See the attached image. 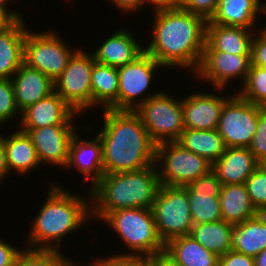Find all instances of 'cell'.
Listing matches in <instances>:
<instances>
[{
  "label": "cell",
  "instance_id": "52a82bcc",
  "mask_svg": "<svg viewBox=\"0 0 266 266\" xmlns=\"http://www.w3.org/2000/svg\"><path fill=\"white\" fill-rule=\"evenodd\" d=\"M161 90L135 110L156 145L177 141L185 129L181 96L176 98L171 90Z\"/></svg>",
  "mask_w": 266,
  "mask_h": 266
},
{
  "label": "cell",
  "instance_id": "cb8c5ba5",
  "mask_svg": "<svg viewBox=\"0 0 266 266\" xmlns=\"http://www.w3.org/2000/svg\"><path fill=\"white\" fill-rule=\"evenodd\" d=\"M12 132L4 135L6 162L9 174H19L26 177L30 172L40 167L37 151L27 133L17 127ZM15 130V131H14Z\"/></svg>",
  "mask_w": 266,
  "mask_h": 266
},
{
  "label": "cell",
  "instance_id": "5b68a950",
  "mask_svg": "<svg viewBox=\"0 0 266 266\" xmlns=\"http://www.w3.org/2000/svg\"><path fill=\"white\" fill-rule=\"evenodd\" d=\"M100 222L114 231L110 237L117 236L125 244V251H115L116 255L153 259L164 252L165 243L158 235L152 209H119L109 212Z\"/></svg>",
  "mask_w": 266,
  "mask_h": 266
},
{
  "label": "cell",
  "instance_id": "4dcf8cb0",
  "mask_svg": "<svg viewBox=\"0 0 266 266\" xmlns=\"http://www.w3.org/2000/svg\"><path fill=\"white\" fill-rule=\"evenodd\" d=\"M234 226V224L224 220L194 224L190 235L204 248L221 256L231 250Z\"/></svg>",
  "mask_w": 266,
  "mask_h": 266
},
{
  "label": "cell",
  "instance_id": "f6af8a7d",
  "mask_svg": "<svg viewBox=\"0 0 266 266\" xmlns=\"http://www.w3.org/2000/svg\"><path fill=\"white\" fill-rule=\"evenodd\" d=\"M182 0H147L151 11L157 8L179 7Z\"/></svg>",
  "mask_w": 266,
  "mask_h": 266
},
{
  "label": "cell",
  "instance_id": "8fae6325",
  "mask_svg": "<svg viewBox=\"0 0 266 266\" xmlns=\"http://www.w3.org/2000/svg\"><path fill=\"white\" fill-rule=\"evenodd\" d=\"M89 51L80 46L54 81L55 92L81 116L92 110L91 75L95 60Z\"/></svg>",
  "mask_w": 266,
  "mask_h": 266
},
{
  "label": "cell",
  "instance_id": "9c48e42d",
  "mask_svg": "<svg viewBox=\"0 0 266 266\" xmlns=\"http://www.w3.org/2000/svg\"><path fill=\"white\" fill-rule=\"evenodd\" d=\"M161 69L165 68L146 51L133 62L118 67V110L135 111L150 97L159 94L160 88L156 92L150 88H153L152 83L153 79L156 80V72Z\"/></svg>",
  "mask_w": 266,
  "mask_h": 266
},
{
  "label": "cell",
  "instance_id": "3957f363",
  "mask_svg": "<svg viewBox=\"0 0 266 266\" xmlns=\"http://www.w3.org/2000/svg\"><path fill=\"white\" fill-rule=\"evenodd\" d=\"M101 110L103 122L96 128V134L102 144L104 174L137 171L155 165L156 144L141 117L131 110Z\"/></svg>",
  "mask_w": 266,
  "mask_h": 266
},
{
  "label": "cell",
  "instance_id": "7a4b0ae2",
  "mask_svg": "<svg viewBox=\"0 0 266 266\" xmlns=\"http://www.w3.org/2000/svg\"><path fill=\"white\" fill-rule=\"evenodd\" d=\"M49 181L45 200L35 214L23 241V247L33 250L62 251L66 236L81 231L82 226L91 223L90 193H73L60 183ZM61 185V186H60ZM87 221V222H86ZM87 223V224H86ZM28 235V236H27ZM66 239V240H64ZM63 241V242H62Z\"/></svg>",
  "mask_w": 266,
  "mask_h": 266
},
{
  "label": "cell",
  "instance_id": "6da1fadb",
  "mask_svg": "<svg viewBox=\"0 0 266 266\" xmlns=\"http://www.w3.org/2000/svg\"><path fill=\"white\" fill-rule=\"evenodd\" d=\"M150 40L145 51L167 69H181L193 75L205 47L207 21L179 7L153 9ZM150 31V32H149Z\"/></svg>",
  "mask_w": 266,
  "mask_h": 266
},
{
  "label": "cell",
  "instance_id": "4316f807",
  "mask_svg": "<svg viewBox=\"0 0 266 266\" xmlns=\"http://www.w3.org/2000/svg\"><path fill=\"white\" fill-rule=\"evenodd\" d=\"M117 68L94 62L91 75L92 109L118 110Z\"/></svg>",
  "mask_w": 266,
  "mask_h": 266
},
{
  "label": "cell",
  "instance_id": "e0dca14e",
  "mask_svg": "<svg viewBox=\"0 0 266 266\" xmlns=\"http://www.w3.org/2000/svg\"><path fill=\"white\" fill-rule=\"evenodd\" d=\"M81 135L77 131L71 139L68 162L64 170L72 172V169H76L78 175L83 176L80 183L90 181L87 187H92L104 175L102 144L97 134L93 136L95 138L90 139H84Z\"/></svg>",
  "mask_w": 266,
  "mask_h": 266
},
{
  "label": "cell",
  "instance_id": "5bb4252c",
  "mask_svg": "<svg viewBox=\"0 0 266 266\" xmlns=\"http://www.w3.org/2000/svg\"><path fill=\"white\" fill-rule=\"evenodd\" d=\"M81 127H77L76 124H60L45 126L36 129H19L22 132L27 133L31 138L32 143L37 151L40 164L42 166L51 165L65 168L68 162L69 148L71 139L80 130L82 134L87 130L94 131L87 124ZM83 131V132H82ZM47 164V165H46Z\"/></svg>",
  "mask_w": 266,
  "mask_h": 266
},
{
  "label": "cell",
  "instance_id": "484cf974",
  "mask_svg": "<svg viewBox=\"0 0 266 266\" xmlns=\"http://www.w3.org/2000/svg\"><path fill=\"white\" fill-rule=\"evenodd\" d=\"M266 249V213L235 224L232 230L231 250L255 257Z\"/></svg>",
  "mask_w": 266,
  "mask_h": 266
},
{
  "label": "cell",
  "instance_id": "ab89813d",
  "mask_svg": "<svg viewBox=\"0 0 266 266\" xmlns=\"http://www.w3.org/2000/svg\"><path fill=\"white\" fill-rule=\"evenodd\" d=\"M218 266H255L254 258L235 250L219 256Z\"/></svg>",
  "mask_w": 266,
  "mask_h": 266
},
{
  "label": "cell",
  "instance_id": "9a60e30c",
  "mask_svg": "<svg viewBox=\"0 0 266 266\" xmlns=\"http://www.w3.org/2000/svg\"><path fill=\"white\" fill-rule=\"evenodd\" d=\"M198 90L187 93V96L181 95L184 128L216 130L223 106L231 94L227 92L228 89L224 88H213L211 92L203 91V89Z\"/></svg>",
  "mask_w": 266,
  "mask_h": 266
},
{
  "label": "cell",
  "instance_id": "f1b7e54d",
  "mask_svg": "<svg viewBox=\"0 0 266 266\" xmlns=\"http://www.w3.org/2000/svg\"><path fill=\"white\" fill-rule=\"evenodd\" d=\"M219 199L225 222L235 225L259 214L249 199L245 184L222 185Z\"/></svg>",
  "mask_w": 266,
  "mask_h": 266
},
{
  "label": "cell",
  "instance_id": "7c38bea8",
  "mask_svg": "<svg viewBox=\"0 0 266 266\" xmlns=\"http://www.w3.org/2000/svg\"><path fill=\"white\" fill-rule=\"evenodd\" d=\"M219 119L218 132L226 147L248 148L258 127L260 106L243 99L234 88Z\"/></svg>",
  "mask_w": 266,
  "mask_h": 266
},
{
  "label": "cell",
  "instance_id": "2e32d148",
  "mask_svg": "<svg viewBox=\"0 0 266 266\" xmlns=\"http://www.w3.org/2000/svg\"><path fill=\"white\" fill-rule=\"evenodd\" d=\"M182 187L187 192L194 224L222 220L219 199L222 183L212 170Z\"/></svg>",
  "mask_w": 266,
  "mask_h": 266
},
{
  "label": "cell",
  "instance_id": "ac0fdd59",
  "mask_svg": "<svg viewBox=\"0 0 266 266\" xmlns=\"http://www.w3.org/2000/svg\"><path fill=\"white\" fill-rule=\"evenodd\" d=\"M80 115L54 91L24 109L16 126H19L18 129H36L51 125L75 124Z\"/></svg>",
  "mask_w": 266,
  "mask_h": 266
},
{
  "label": "cell",
  "instance_id": "277c9868",
  "mask_svg": "<svg viewBox=\"0 0 266 266\" xmlns=\"http://www.w3.org/2000/svg\"><path fill=\"white\" fill-rule=\"evenodd\" d=\"M160 186L155 165L137 171L104 174L89 187L91 218L101 221L109 212L119 209H151Z\"/></svg>",
  "mask_w": 266,
  "mask_h": 266
},
{
  "label": "cell",
  "instance_id": "8992f818",
  "mask_svg": "<svg viewBox=\"0 0 266 266\" xmlns=\"http://www.w3.org/2000/svg\"><path fill=\"white\" fill-rule=\"evenodd\" d=\"M58 30L26 32L23 63L55 81L63 72L69 59L80 48H73L59 36Z\"/></svg>",
  "mask_w": 266,
  "mask_h": 266
},
{
  "label": "cell",
  "instance_id": "f546056e",
  "mask_svg": "<svg viewBox=\"0 0 266 266\" xmlns=\"http://www.w3.org/2000/svg\"><path fill=\"white\" fill-rule=\"evenodd\" d=\"M183 148L213 164L225 152L226 145L218 130L184 129L176 141Z\"/></svg>",
  "mask_w": 266,
  "mask_h": 266
},
{
  "label": "cell",
  "instance_id": "30bf717a",
  "mask_svg": "<svg viewBox=\"0 0 266 266\" xmlns=\"http://www.w3.org/2000/svg\"><path fill=\"white\" fill-rule=\"evenodd\" d=\"M151 209L158 235L164 243L178 236L190 235L194 223L183 187L161 185Z\"/></svg>",
  "mask_w": 266,
  "mask_h": 266
},
{
  "label": "cell",
  "instance_id": "e575fe53",
  "mask_svg": "<svg viewBox=\"0 0 266 266\" xmlns=\"http://www.w3.org/2000/svg\"><path fill=\"white\" fill-rule=\"evenodd\" d=\"M249 199L259 213H266V171L258 166L246 179Z\"/></svg>",
  "mask_w": 266,
  "mask_h": 266
},
{
  "label": "cell",
  "instance_id": "7bdbcfd3",
  "mask_svg": "<svg viewBox=\"0 0 266 266\" xmlns=\"http://www.w3.org/2000/svg\"><path fill=\"white\" fill-rule=\"evenodd\" d=\"M8 175V176H7ZM8 166L6 162V151L4 146V132L0 133V185L6 178H9Z\"/></svg>",
  "mask_w": 266,
  "mask_h": 266
},
{
  "label": "cell",
  "instance_id": "7dc6e473",
  "mask_svg": "<svg viewBox=\"0 0 266 266\" xmlns=\"http://www.w3.org/2000/svg\"><path fill=\"white\" fill-rule=\"evenodd\" d=\"M254 265L266 266V249H264L254 257Z\"/></svg>",
  "mask_w": 266,
  "mask_h": 266
},
{
  "label": "cell",
  "instance_id": "d590c367",
  "mask_svg": "<svg viewBox=\"0 0 266 266\" xmlns=\"http://www.w3.org/2000/svg\"><path fill=\"white\" fill-rule=\"evenodd\" d=\"M248 148L259 162L266 157V108L264 107L260 106L258 127Z\"/></svg>",
  "mask_w": 266,
  "mask_h": 266
},
{
  "label": "cell",
  "instance_id": "f5cc1de1",
  "mask_svg": "<svg viewBox=\"0 0 266 266\" xmlns=\"http://www.w3.org/2000/svg\"><path fill=\"white\" fill-rule=\"evenodd\" d=\"M266 17V2H265V10H264V18ZM263 28L266 30V23L264 24Z\"/></svg>",
  "mask_w": 266,
  "mask_h": 266
},
{
  "label": "cell",
  "instance_id": "603a6c76",
  "mask_svg": "<svg viewBox=\"0 0 266 266\" xmlns=\"http://www.w3.org/2000/svg\"><path fill=\"white\" fill-rule=\"evenodd\" d=\"M258 30L243 27L206 24L203 51H222L235 55H250L251 43Z\"/></svg>",
  "mask_w": 266,
  "mask_h": 266
},
{
  "label": "cell",
  "instance_id": "f35d334b",
  "mask_svg": "<svg viewBox=\"0 0 266 266\" xmlns=\"http://www.w3.org/2000/svg\"><path fill=\"white\" fill-rule=\"evenodd\" d=\"M251 65L266 66V30L261 28L256 31L251 43Z\"/></svg>",
  "mask_w": 266,
  "mask_h": 266
},
{
  "label": "cell",
  "instance_id": "83f0119b",
  "mask_svg": "<svg viewBox=\"0 0 266 266\" xmlns=\"http://www.w3.org/2000/svg\"><path fill=\"white\" fill-rule=\"evenodd\" d=\"M164 252L184 266H218L219 256L204 248L191 235L168 240Z\"/></svg>",
  "mask_w": 266,
  "mask_h": 266
},
{
  "label": "cell",
  "instance_id": "b9f144b4",
  "mask_svg": "<svg viewBox=\"0 0 266 266\" xmlns=\"http://www.w3.org/2000/svg\"><path fill=\"white\" fill-rule=\"evenodd\" d=\"M109 1L115 5L117 11L120 10L119 12H121L120 14L122 15H135L136 12H145L142 11L143 6H149L147 0H108V2Z\"/></svg>",
  "mask_w": 266,
  "mask_h": 266
},
{
  "label": "cell",
  "instance_id": "44dd1931",
  "mask_svg": "<svg viewBox=\"0 0 266 266\" xmlns=\"http://www.w3.org/2000/svg\"><path fill=\"white\" fill-rule=\"evenodd\" d=\"M259 163L249 148L226 147L223 155L212 164V171L222 185L245 184Z\"/></svg>",
  "mask_w": 266,
  "mask_h": 266
},
{
  "label": "cell",
  "instance_id": "ba28073f",
  "mask_svg": "<svg viewBox=\"0 0 266 266\" xmlns=\"http://www.w3.org/2000/svg\"><path fill=\"white\" fill-rule=\"evenodd\" d=\"M155 166L161 185L180 187L212 170L210 162L176 141L156 145Z\"/></svg>",
  "mask_w": 266,
  "mask_h": 266
},
{
  "label": "cell",
  "instance_id": "c3c4849f",
  "mask_svg": "<svg viewBox=\"0 0 266 266\" xmlns=\"http://www.w3.org/2000/svg\"><path fill=\"white\" fill-rule=\"evenodd\" d=\"M12 21L5 15L0 13V33L4 31Z\"/></svg>",
  "mask_w": 266,
  "mask_h": 266
},
{
  "label": "cell",
  "instance_id": "d4e9b609",
  "mask_svg": "<svg viewBox=\"0 0 266 266\" xmlns=\"http://www.w3.org/2000/svg\"><path fill=\"white\" fill-rule=\"evenodd\" d=\"M27 23L24 18L13 21L0 33V79H11L23 64Z\"/></svg>",
  "mask_w": 266,
  "mask_h": 266
},
{
  "label": "cell",
  "instance_id": "ffe728a7",
  "mask_svg": "<svg viewBox=\"0 0 266 266\" xmlns=\"http://www.w3.org/2000/svg\"><path fill=\"white\" fill-rule=\"evenodd\" d=\"M266 1V0H264ZM262 0H219L217 9L207 24L243 27L260 30V16H264L265 2ZM258 17V18H257ZM259 26V27H258Z\"/></svg>",
  "mask_w": 266,
  "mask_h": 266
},
{
  "label": "cell",
  "instance_id": "d6986e66",
  "mask_svg": "<svg viewBox=\"0 0 266 266\" xmlns=\"http://www.w3.org/2000/svg\"><path fill=\"white\" fill-rule=\"evenodd\" d=\"M123 27L124 25L114 30L115 32H111L112 35L109 34L98 48H94L95 50L91 53L95 62L118 68L133 62L145 51L142 40L135 38L134 32Z\"/></svg>",
  "mask_w": 266,
  "mask_h": 266
},
{
  "label": "cell",
  "instance_id": "f907efd6",
  "mask_svg": "<svg viewBox=\"0 0 266 266\" xmlns=\"http://www.w3.org/2000/svg\"><path fill=\"white\" fill-rule=\"evenodd\" d=\"M68 257L67 261L62 266H76V259Z\"/></svg>",
  "mask_w": 266,
  "mask_h": 266
},
{
  "label": "cell",
  "instance_id": "60d3db41",
  "mask_svg": "<svg viewBox=\"0 0 266 266\" xmlns=\"http://www.w3.org/2000/svg\"><path fill=\"white\" fill-rule=\"evenodd\" d=\"M0 235V266H13L17 255L22 251L18 245L13 242L4 240Z\"/></svg>",
  "mask_w": 266,
  "mask_h": 266
},
{
  "label": "cell",
  "instance_id": "816d5d0a",
  "mask_svg": "<svg viewBox=\"0 0 266 266\" xmlns=\"http://www.w3.org/2000/svg\"><path fill=\"white\" fill-rule=\"evenodd\" d=\"M259 166H261L266 171V157L260 161Z\"/></svg>",
  "mask_w": 266,
  "mask_h": 266
},
{
  "label": "cell",
  "instance_id": "1f68e13d",
  "mask_svg": "<svg viewBox=\"0 0 266 266\" xmlns=\"http://www.w3.org/2000/svg\"><path fill=\"white\" fill-rule=\"evenodd\" d=\"M239 89V90H238ZM237 93L245 100L266 108V70L264 67L251 65L242 87Z\"/></svg>",
  "mask_w": 266,
  "mask_h": 266
},
{
  "label": "cell",
  "instance_id": "74e56055",
  "mask_svg": "<svg viewBox=\"0 0 266 266\" xmlns=\"http://www.w3.org/2000/svg\"><path fill=\"white\" fill-rule=\"evenodd\" d=\"M219 0H182L180 7L209 21L214 15Z\"/></svg>",
  "mask_w": 266,
  "mask_h": 266
},
{
  "label": "cell",
  "instance_id": "ee69618b",
  "mask_svg": "<svg viewBox=\"0 0 266 266\" xmlns=\"http://www.w3.org/2000/svg\"><path fill=\"white\" fill-rule=\"evenodd\" d=\"M12 2H15V0H0V13L5 14L12 22L23 19L22 15L24 14L20 13L17 9L11 10L9 5Z\"/></svg>",
  "mask_w": 266,
  "mask_h": 266
},
{
  "label": "cell",
  "instance_id": "8d00e7d4",
  "mask_svg": "<svg viewBox=\"0 0 266 266\" xmlns=\"http://www.w3.org/2000/svg\"><path fill=\"white\" fill-rule=\"evenodd\" d=\"M99 266H152V259L140 256H121L116 254L97 255L92 258Z\"/></svg>",
  "mask_w": 266,
  "mask_h": 266
},
{
  "label": "cell",
  "instance_id": "7402d4cb",
  "mask_svg": "<svg viewBox=\"0 0 266 266\" xmlns=\"http://www.w3.org/2000/svg\"><path fill=\"white\" fill-rule=\"evenodd\" d=\"M20 112L55 91L54 81L24 63L11 78Z\"/></svg>",
  "mask_w": 266,
  "mask_h": 266
},
{
  "label": "cell",
  "instance_id": "836d02e7",
  "mask_svg": "<svg viewBox=\"0 0 266 266\" xmlns=\"http://www.w3.org/2000/svg\"><path fill=\"white\" fill-rule=\"evenodd\" d=\"M20 117L21 112L16 103L12 80L0 79V126H9L8 122L11 123L14 118L20 120L18 119ZM1 127L0 129H2Z\"/></svg>",
  "mask_w": 266,
  "mask_h": 266
},
{
  "label": "cell",
  "instance_id": "d6a6232c",
  "mask_svg": "<svg viewBox=\"0 0 266 266\" xmlns=\"http://www.w3.org/2000/svg\"><path fill=\"white\" fill-rule=\"evenodd\" d=\"M21 248L22 251L15 258L13 266H62L68 258L60 251Z\"/></svg>",
  "mask_w": 266,
  "mask_h": 266
},
{
  "label": "cell",
  "instance_id": "bcb514c9",
  "mask_svg": "<svg viewBox=\"0 0 266 266\" xmlns=\"http://www.w3.org/2000/svg\"><path fill=\"white\" fill-rule=\"evenodd\" d=\"M152 266H184L172 260L165 252L152 259Z\"/></svg>",
  "mask_w": 266,
  "mask_h": 266
},
{
  "label": "cell",
  "instance_id": "681fc988",
  "mask_svg": "<svg viewBox=\"0 0 266 266\" xmlns=\"http://www.w3.org/2000/svg\"><path fill=\"white\" fill-rule=\"evenodd\" d=\"M90 261L91 263L85 262L86 265H84L82 262L80 263L79 261H76V266H99L94 260H91V258Z\"/></svg>",
  "mask_w": 266,
  "mask_h": 266
},
{
  "label": "cell",
  "instance_id": "4fadbf2b",
  "mask_svg": "<svg viewBox=\"0 0 266 266\" xmlns=\"http://www.w3.org/2000/svg\"><path fill=\"white\" fill-rule=\"evenodd\" d=\"M251 67L250 55H235L222 51H203L198 69L193 74L197 80L213 88L232 89L231 84L242 83L248 76ZM240 80L238 81V79ZM233 81V82H232ZM230 85V86H229Z\"/></svg>",
  "mask_w": 266,
  "mask_h": 266
}]
</instances>
